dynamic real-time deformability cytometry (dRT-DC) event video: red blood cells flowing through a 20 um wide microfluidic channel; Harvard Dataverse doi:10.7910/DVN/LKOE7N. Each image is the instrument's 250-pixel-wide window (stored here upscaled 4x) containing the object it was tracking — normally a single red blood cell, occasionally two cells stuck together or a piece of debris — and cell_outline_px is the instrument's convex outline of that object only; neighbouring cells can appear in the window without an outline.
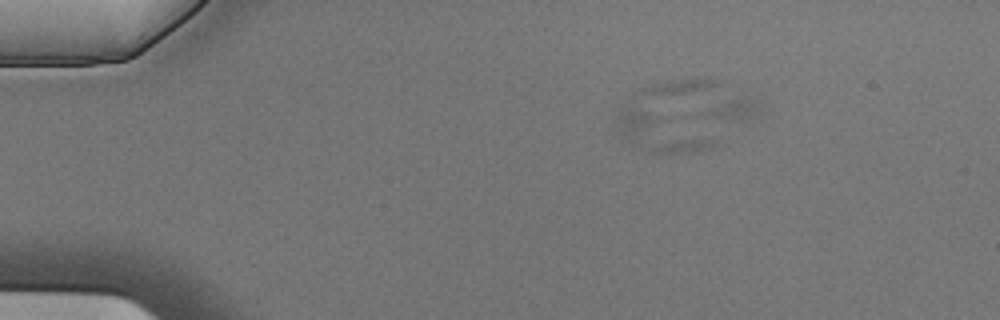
{"species": "Egyptian fruit bat (a non-hibernating species)", "species_latin": "Rousettus aegyptiacus", "temperature_condition": "cold", "stored_images_in_passage": 4, "camera_frame_rate_fps": 3000, "um_per_image_px": 0.085, "animal": {"sex": "male"}, "frame": {"image": 1, "passage_image": 2, "time_ms": 0.333, "image_size_px": [1000, 320], "cell_outline_px": [[724, 140], [720, 144], [712, 148], [696, 152], [660, 156], [636, 148], [616, 128], [612, 120], [620, 104], [656, 116]], "centroid_in_image_um": [56.13, 11.37], "position_along_channel_um": 28.9, "area_um2": 21.85}}